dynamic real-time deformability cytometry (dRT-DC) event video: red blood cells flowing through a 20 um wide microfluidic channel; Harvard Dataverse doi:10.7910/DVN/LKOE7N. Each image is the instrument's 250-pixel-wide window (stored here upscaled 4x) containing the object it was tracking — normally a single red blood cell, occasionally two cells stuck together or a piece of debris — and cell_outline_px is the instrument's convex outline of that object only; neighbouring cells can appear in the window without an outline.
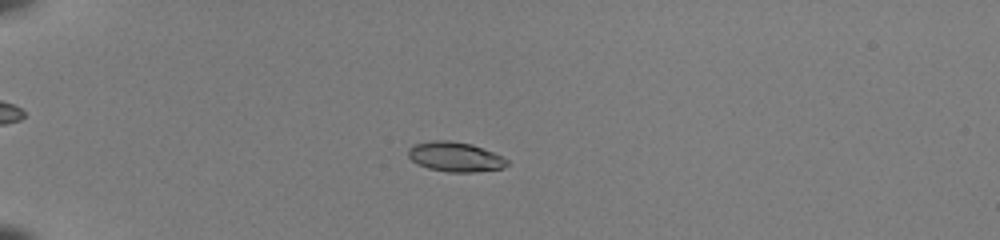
{"species": "common noctule bat (a hibernating species)", "species_latin": "Nyctalus noctula", "temperature_condition": "room temperature", "stored_images_in_passage": 52, "camera_frame_rate_fps": 3000, "um_per_image_px": 0.085, "animal": {"sex": "female", "body_mass_g": 22.0, "forearm_length_mm": 56.7}, "frame": {"image": 1, "passage_image": 16, "time_ms": 5.0, "image_size_px": [1000, 240], "cell_outline_px": [[508, 164], [504, 168], [476, 172], [448, 172], [428, 168], [412, 160], [408, 156], [408, 148], [416, 144], [432, 140], [448, 140], [472, 144], [492, 152], [508, 160]], "centroid_in_image_um": [38.7, 13.33], "position_along_channel_um": 46.3, "area_um2": 16.99}}
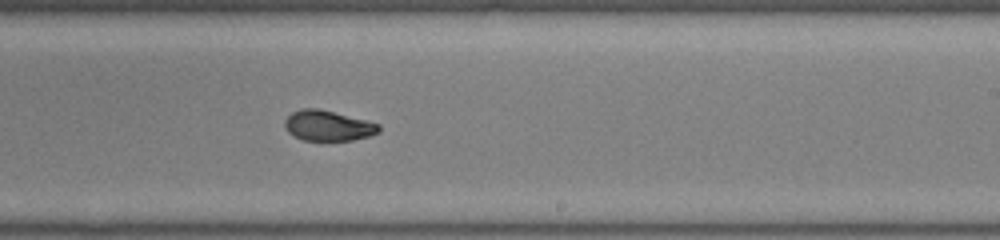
{"frame": {"image": 2, "passage_image": 35, "time_ms": 11.333, "image_size_px": [1000, 240], "cell_outline_px": [[380, 132], [368, 136], [352, 140], [304, 140], [292, 136], [288, 132], [284, 124], [284, 120], [292, 112], [300, 108], [316, 108], [380, 124]], "centroid_in_image_um": [27.84, 10.69], "position_along_channel_um": 261.2, "area_um2": 16.47}}
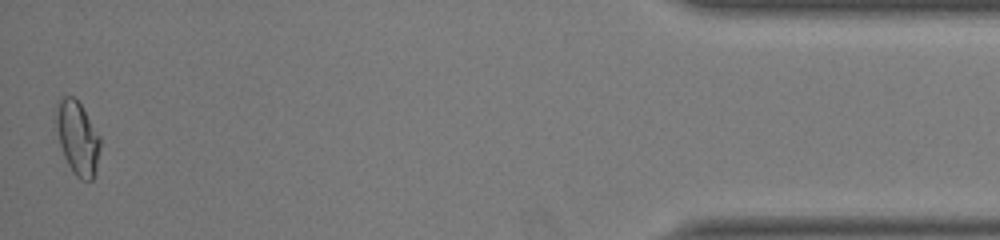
{"frame": {"image": 3, "passage_image": 52, "time_ms": 17.0, "image_size_px": [1000, 240], "cell_outline_px": [[100, 148], [96, 168], [92, 180], [80, 180], [72, 172], [64, 156], [60, 144], [56, 128], [56, 104], [64, 96], [72, 96], [80, 104], [100, 136]], "centroid_in_image_um": [6.58, 11.74], "position_along_channel_um": 428.6, "area_um2": 18.67}, "authors_computed_cell_mechanics": {"area_um2": 17.2822, "velocity_mm_per_s": 4.0957, "shape_relaxation_time_tau1_ms": null, "shape_relaxation_time_tau2_ms": 1.5089, "deformation_change_tau1": null, "deformation_change_tau2": 0.0465}}